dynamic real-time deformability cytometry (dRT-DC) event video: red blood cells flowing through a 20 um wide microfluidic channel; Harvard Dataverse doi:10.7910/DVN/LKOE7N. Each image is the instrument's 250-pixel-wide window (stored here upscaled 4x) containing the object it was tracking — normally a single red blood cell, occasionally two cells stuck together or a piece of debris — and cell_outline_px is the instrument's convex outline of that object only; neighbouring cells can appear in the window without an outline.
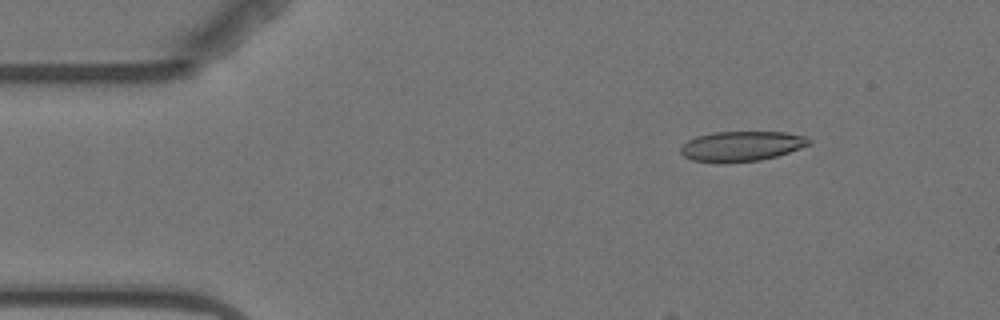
{"species": "Egyptian fruit bat (a non-hibernating species)", "species_latin": "Rousettus aegyptiacus", "temperature_condition": "warm", "stored_images_in_passage": 4, "camera_frame_rate_fps": 3000, "um_per_image_px": 0.085, "animal": {"sex": "female"}, "frame": {"image": 1, "passage_image": 2, "time_ms": 1.0, "image_size_px": [1000, 320], "cell_outline_px": [[812, 140], [808, 144], [800, 148], [776, 156], [760, 160], [692, 160], [684, 156], [680, 152], [680, 148], [688, 140], [696, 136], [712, 132], [784, 132], [804, 136]], "centroid_in_image_um": [63.04, 12.38], "position_along_channel_um": 22.0, "area_um2": 21.56}}